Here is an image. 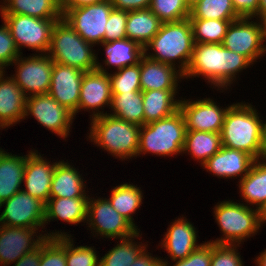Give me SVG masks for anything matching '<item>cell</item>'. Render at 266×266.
<instances>
[{
	"label": "cell",
	"mask_w": 266,
	"mask_h": 266,
	"mask_svg": "<svg viewBox=\"0 0 266 266\" xmlns=\"http://www.w3.org/2000/svg\"><path fill=\"white\" fill-rule=\"evenodd\" d=\"M253 64L243 55L226 49L222 43H195L184 79L203 77L211 88L229 91L238 74ZM229 87V88H228ZM223 89V90H222ZM222 90V91H221Z\"/></svg>",
	"instance_id": "1"
},
{
	"label": "cell",
	"mask_w": 266,
	"mask_h": 266,
	"mask_svg": "<svg viewBox=\"0 0 266 266\" xmlns=\"http://www.w3.org/2000/svg\"><path fill=\"white\" fill-rule=\"evenodd\" d=\"M251 103H233L227 110L221 130L223 147L244 151L255 160L266 158L262 142V120Z\"/></svg>",
	"instance_id": "2"
},
{
	"label": "cell",
	"mask_w": 266,
	"mask_h": 266,
	"mask_svg": "<svg viewBox=\"0 0 266 266\" xmlns=\"http://www.w3.org/2000/svg\"><path fill=\"white\" fill-rule=\"evenodd\" d=\"M194 44L189 18L177 22H164L158 33L144 47V55L161 63L178 67V70L184 74L191 59Z\"/></svg>",
	"instance_id": "3"
},
{
	"label": "cell",
	"mask_w": 266,
	"mask_h": 266,
	"mask_svg": "<svg viewBox=\"0 0 266 266\" xmlns=\"http://www.w3.org/2000/svg\"><path fill=\"white\" fill-rule=\"evenodd\" d=\"M90 122L87 139L96 144V147L122 159V162L137 157L141 126L109 114L94 117Z\"/></svg>",
	"instance_id": "4"
},
{
	"label": "cell",
	"mask_w": 266,
	"mask_h": 266,
	"mask_svg": "<svg viewBox=\"0 0 266 266\" xmlns=\"http://www.w3.org/2000/svg\"><path fill=\"white\" fill-rule=\"evenodd\" d=\"M185 135L186 123L180 109L169 117L144 124L140 127L137 157L150 153L162 157L182 154Z\"/></svg>",
	"instance_id": "5"
},
{
	"label": "cell",
	"mask_w": 266,
	"mask_h": 266,
	"mask_svg": "<svg viewBox=\"0 0 266 266\" xmlns=\"http://www.w3.org/2000/svg\"><path fill=\"white\" fill-rule=\"evenodd\" d=\"M215 222L222 236L208 242L240 245L254 237L262 228L259 210L233 200L218 202L213 208ZM247 238V239H246Z\"/></svg>",
	"instance_id": "6"
},
{
	"label": "cell",
	"mask_w": 266,
	"mask_h": 266,
	"mask_svg": "<svg viewBox=\"0 0 266 266\" xmlns=\"http://www.w3.org/2000/svg\"><path fill=\"white\" fill-rule=\"evenodd\" d=\"M93 47L61 18L53 26L47 54L54 62L91 72L97 70Z\"/></svg>",
	"instance_id": "7"
},
{
	"label": "cell",
	"mask_w": 266,
	"mask_h": 266,
	"mask_svg": "<svg viewBox=\"0 0 266 266\" xmlns=\"http://www.w3.org/2000/svg\"><path fill=\"white\" fill-rule=\"evenodd\" d=\"M10 29L16 47L23 54L22 48L46 54L50 46L51 32L60 19H40L27 15L0 14Z\"/></svg>",
	"instance_id": "8"
},
{
	"label": "cell",
	"mask_w": 266,
	"mask_h": 266,
	"mask_svg": "<svg viewBox=\"0 0 266 266\" xmlns=\"http://www.w3.org/2000/svg\"><path fill=\"white\" fill-rule=\"evenodd\" d=\"M92 236L109 239L128 238L138 230L110 204L107 198L89 196L87 222Z\"/></svg>",
	"instance_id": "9"
},
{
	"label": "cell",
	"mask_w": 266,
	"mask_h": 266,
	"mask_svg": "<svg viewBox=\"0 0 266 266\" xmlns=\"http://www.w3.org/2000/svg\"><path fill=\"white\" fill-rule=\"evenodd\" d=\"M111 0L77 8H62L63 19L93 46L104 42L105 26L113 9Z\"/></svg>",
	"instance_id": "10"
},
{
	"label": "cell",
	"mask_w": 266,
	"mask_h": 266,
	"mask_svg": "<svg viewBox=\"0 0 266 266\" xmlns=\"http://www.w3.org/2000/svg\"><path fill=\"white\" fill-rule=\"evenodd\" d=\"M38 230L0 225V265L9 266L17 262L26 253L38 248L46 238L72 236L64 230L56 232V229L55 232H41L39 235Z\"/></svg>",
	"instance_id": "11"
},
{
	"label": "cell",
	"mask_w": 266,
	"mask_h": 266,
	"mask_svg": "<svg viewBox=\"0 0 266 266\" xmlns=\"http://www.w3.org/2000/svg\"><path fill=\"white\" fill-rule=\"evenodd\" d=\"M54 61L46 54H22L11 64L15 74L10 75L26 97L48 94Z\"/></svg>",
	"instance_id": "12"
},
{
	"label": "cell",
	"mask_w": 266,
	"mask_h": 266,
	"mask_svg": "<svg viewBox=\"0 0 266 266\" xmlns=\"http://www.w3.org/2000/svg\"><path fill=\"white\" fill-rule=\"evenodd\" d=\"M251 20V21H250ZM253 20V21H252ZM222 45L245 56L252 64L263 57L264 30L260 19L239 18L227 28Z\"/></svg>",
	"instance_id": "13"
},
{
	"label": "cell",
	"mask_w": 266,
	"mask_h": 266,
	"mask_svg": "<svg viewBox=\"0 0 266 266\" xmlns=\"http://www.w3.org/2000/svg\"><path fill=\"white\" fill-rule=\"evenodd\" d=\"M34 117L45 129L66 141L74 121V114L61 106L49 94L33 95L26 98L24 120Z\"/></svg>",
	"instance_id": "14"
},
{
	"label": "cell",
	"mask_w": 266,
	"mask_h": 266,
	"mask_svg": "<svg viewBox=\"0 0 266 266\" xmlns=\"http://www.w3.org/2000/svg\"><path fill=\"white\" fill-rule=\"evenodd\" d=\"M5 205V206H4ZM0 225L44 230L46 204L23 190L0 204ZM44 227V228H43Z\"/></svg>",
	"instance_id": "15"
},
{
	"label": "cell",
	"mask_w": 266,
	"mask_h": 266,
	"mask_svg": "<svg viewBox=\"0 0 266 266\" xmlns=\"http://www.w3.org/2000/svg\"><path fill=\"white\" fill-rule=\"evenodd\" d=\"M179 98L186 130L221 133L225 114L231 105L222 108L210 97L197 100Z\"/></svg>",
	"instance_id": "16"
},
{
	"label": "cell",
	"mask_w": 266,
	"mask_h": 266,
	"mask_svg": "<svg viewBox=\"0 0 266 266\" xmlns=\"http://www.w3.org/2000/svg\"><path fill=\"white\" fill-rule=\"evenodd\" d=\"M112 92L109 73H102L98 70L85 72L80 89L78 112L91 111L90 119L108 114L104 113L105 107H111ZM104 107V108H103ZM93 112V113H92Z\"/></svg>",
	"instance_id": "17"
},
{
	"label": "cell",
	"mask_w": 266,
	"mask_h": 266,
	"mask_svg": "<svg viewBox=\"0 0 266 266\" xmlns=\"http://www.w3.org/2000/svg\"><path fill=\"white\" fill-rule=\"evenodd\" d=\"M83 71L54 62L48 94L76 117Z\"/></svg>",
	"instance_id": "18"
},
{
	"label": "cell",
	"mask_w": 266,
	"mask_h": 266,
	"mask_svg": "<svg viewBox=\"0 0 266 266\" xmlns=\"http://www.w3.org/2000/svg\"><path fill=\"white\" fill-rule=\"evenodd\" d=\"M28 152L23 178L25 188L22 190L46 204L50 199L54 169L59 161L51 163L37 150L32 149Z\"/></svg>",
	"instance_id": "19"
},
{
	"label": "cell",
	"mask_w": 266,
	"mask_h": 266,
	"mask_svg": "<svg viewBox=\"0 0 266 266\" xmlns=\"http://www.w3.org/2000/svg\"><path fill=\"white\" fill-rule=\"evenodd\" d=\"M163 235L160 248L166 250L170 260H183L196 250L202 243H197L198 231L186 217L180 216L168 225Z\"/></svg>",
	"instance_id": "20"
},
{
	"label": "cell",
	"mask_w": 266,
	"mask_h": 266,
	"mask_svg": "<svg viewBox=\"0 0 266 266\" xmlns=\"http://www.w3.org/2000/svg\"><path fill=\"white\" fill-rule=\"evenodd\" d=\"M255 159L248 153L228 147H221L201 166L218 178H238L241 180L248 174Z\"/></svg>",
	"instance_id": "21"
},
{
	"label": "cell",
	"mask_w": 266,
	"mask_h": 266,
	"mask_svg": "<svg viewBox=\"0 0 266 266\" xmlns=\"http://www.w3.org/2000/svg\"><path fill=\"white\" fill-rule=\"evenodd\" d=\"M177 69L143 55L140 60L141 91L179 89L178 83L184 78L183 73Z\"/></svg>",
	"instance_id": "22"
},
{
	"label": "cell",
	"mask_w": 266,
	"mask_h": 266,
	"mask_svg": "<svg viewBox=\"0 0 266 266\" xmlns=\"http://www.w3.org/2000/svg\"><path fill=\"white\" fill-rule=\"evenodd\" d=\"M26 96L11 76L0 77V129L24 120Z\"/></svg>",
	"instance_id": "23"
},
{
	"label": "cell",
	"mask_w": 266,
	"mask_h": 266,
	"mask_svg": "<svg viewBox=\"0 0 266 266\" xmlns=\"http://www.w3.org/2000/svg\"><path fill=\"white\" fill-rule=\"evenodd\" d=\"M99 46L104 48L106 54L103 60L105 66L99 62L98 54H96L97 70L102 73H109L107 69H111L112 66L119 70L126 66L136 65L144 55V48L128 38L103 42Z\"/></svg>",
	"instance_id": "24"
},
{
	"label": "cell",
	"mask_w": 266,
	"mask_h": 266,
	"mask_svg": "<svg viewBox=\"0 0 266 266\" xmlns=\"http://www.w3.org/2000/svg\"><path fill=\"white\" fill-rule=\"evenodd\" d=\"M56 164L50 190V198L89 197L84 177L68 160ZM82 176V177H81ZM85 187V188H84ZM87 192V193H86Z\"/></svg>",
	"instance_id": "25"
},
{
	"label": "cell",
	"mask_w": 266,
	"mask_h": 266,
	"mask_svg": "<svg viewBox=\"0 0 266 266\" xmlns=\"http://www.w3.org/2000/svg\"><path fill=\"white\" fill-rule=\"evenodd\" d=\"M26 156L0 150V204L22 190Z\"/></svg>",
	"instance_id": "26"
},
{
	"label": "cell",
	"mask_w": 266,
	"mask_h": 266,
	"mask_svg": "<svg viewBox=\"0 0 266 266\" xmlns=\"http://www.w3.org/2000/svg\"><path fill=\"white\" fill-rule=\"evenodd\" d=\"M89 197L50 198L45 206V224L61 220L78 225L87 222Z\"/></svg>",
	"instance_id": "27"
},
{
	"label": "cell",
	"mask_w": 266,
	"mask_h": 266,
	"mask_svg": "<svg viewBox=\"0 0 266 266\" xmlns=\"http://www.w3.org/2000/svg\"><path fill=\"white\" fill-rule=\"evenodd\" d=\"M238 183L243 204L259 210L266 202V158L255 160Z\"/></svg>",
	"instance_id": "28"
},
{
	"label": "cell",
	"mask_w": 266,
	"mask_h": 266,
	"mask_svg": "<svg viewBox=\"0 0 266 266\" xmlns=\"http://www.w3.org/2000/svg\"><path fill=\"white\" fill-rule=\"evenodd\" d=\"M0 14L27 15L40 19L63 18L59 0H3Z\"/></svg>",
	"instance_id": "29"
},
{
	"label": "cell",
	"mask_w": 266,
	"mask_h": 266,
	"mask_svg": "<svg viewBox=\"0 0 266 266\" xmlns=\"http://www.w3.org/2000/svg\"><path fill=\"white\" fill-rule=\"evenodd\" d=\"M178 89L143 91L144 124L166 118L179 110Z\"/></svg>",
	"instance_id": "30"
},
{
	"label": "cell",
	"mask_w": 266,
	"mask_h": 266,
	"mask_svg": "<svg viewBox=\"0 0 266 266\" xmlns=\"http://www.w3.org/2000/svg\"><path fill=\"white\" fill-rule=\"evenodd\" d=\"M162 23L149 8L130 11L126 22L127 38L144 48L158 33Z\"/></svg>",
	"instance_id": "31"
},
{
	"label": "cell",
	"mask_w": 266,
	"mask_h": 266,
	"mask_svg": "<svg viewBox=\"0 0 266 266\" xmlns=\"http://www.w3.org/2000/svg\"><path fill=\"white\" fill-rule=\"evenodd\" d=\"M221 147L220 133L186 130L182 154L192 155L191 157L202 165Z\"/></svg>",
	"instance_id": "32"
},
{
	"label": "cell",
	"mask_w": 266,
	"mask_h": 266,
	"mask_svg": "<svg viewBox=\"0 0 266 266\" xmlns=\"http://www.w3.org/2000/svg\"><path fill=\"white\" fill-rule=\"evenodd\" d=\"M143 190L135 184L123 183L111 189V196L108 199L112 207L126 218L138 231L134 222L133 214L142 206Z\"/></svg>",
	"instance_id": "33"
},
{
	"label": "cell",
	"mask_w": 266,
	"mask_h": 266,
	"mask_svg": "<svg viewBox=\"0 0 266 266\" xmlns=\"http://www.w3.org/2000/svg\"><path fill=\"white\" fill-rule=\"evenodd\" d=\"M109 115L137 124L144 125L143 91L112 93ZM112 112V113H111Z\"/></svg>",
	"instance_id": "34"
},
{
	"label": "cell",
	"mask_w": 266,
	"mask_h": 266,
	"mask_svg": "<svg viewBox=\"0 0 266 266\" xmlns=\"http://www.w3.org/2000/svg\"><path fill=\"white\" fill-rule=\"evenodd\" d=\"M140 232L128 238L119 239V243L100 258L99 266H131L137 256L148 247V244L140 242V238L142 239ZM135 239H139V243Z\"/></svg>",
	"instance_id": "35"
},
{
	"label": "cell",
	"mask_w": 266,
	"mask_h": 266,
	"mask_svg": "<svg viewBox=\"0 0 266 266\" xmlns=\"http://www.w3.org/2000/svg\"><path fill=\"white\" fill-rule=\"evenodd\" d=\"M232 0H200L190 9L189 19L237 20Z\"/></svg>",
	"instance_id": "36"
},
{
	"label": "cell",
	"mask_w": 266,
	"mask_h": 266,
	"mask_svg": "<svg viewBox=\"0 0 266 266\" xmlns=\"http://www.w3.org/2000/svg\"><path fill=\"white\" fill-rule=\"evenodd\" d=\"M194 43H222L228 26L235 20L189 19Z\"/></svg>",
	"instance_id": "37"
},
{
	"label": "cell",
	"mask_w": 266,
	"mask_h": 266,
	"mask_svg": "<svg viewBox=\"0 0 266 266\" xmlns=\"http://www.w3.org/2000/svg\"><path fill=\"white\" fill-rule=\"evenodd\" d=\"M112 93L141 91L140 62L109 73Z\"/></svg>",
	"instance_id": "38"
},
{
	"label": "cell",
	"mask_w": 266,
	"mask_h": 266,
	"mask_svg": "<svg viewBox=\"0 0 266 266\" xmlns=\"http://www.w3.org/2000/svg\"><path fill=\"white\" fill-rule=\"evenodd\" d=\"M149 9L164 23L189 18L191 8L185 0H152Z\"/></svg>",
	"instance_id": "39"
},
{
	"label": "cell",
	"mask_w": 266,
	"mask_h": 266,
	"mask_svg": "<svg viewBox=\"0 0 266 266\" xmlns=\"http://www.w3.org/2000/svg\"><path fill=\"white\" fill-rule=\"evenodd\" d=\"M73 236H66V266H99L100 257L94 246H75Z\"/></svg>",
	"instance_id": "40"
},
{
	"label": "cell",
	"mask_w": 266,
	"mask_h": 266,
	"mask_svg": "<svg viewBox=\"0 0 266 266\" xmlns=\"http://www.w3.org/2000/svg\"><path fill=\"white\" fill-rule=\"evenodd\" d=\"M39 266H66V236L46 238L41 243Z\"/></svg>",
	"instance_id": "41"
},
{
	"label": "cell",
	"mask_w": 266,
	"mask_h": 266,
	"mask_svg": "<svg viewBox=\"0 0 266 266\" xmlns=\"http://www.w3.org/2000/svg\"><path fill=\"white\" fill-rule=\"evenodd\" d=\"M238 247L241 246L212 243L211 266H244Z\"/></svg>",
	"instance_id": "42"
},
{
	"label": "cell",
	"mask_w": 266,
	"mask_h": 266,
	"mask_svg": "<svg viewBox=\"0 0 266 266\" xmlns=\"http://www.w3.org/2000/svg\"><path fill=\"white\" fill-rule=\"evenodd\" d=\"M2 21L3 23L0 25V65L6 69V67H9L21 55V53L16 47L9 27L4 20Z\"/></svg>",
	"instance_id": "43"
},
{
	"label": "cell",
	"mask_w": 266,
	"mask_h": 266,
	"mask_svg": "<svg viewBox=\"0 0 266 266\" xmlns=\"http://www.w3.org/2000/svg\"><path fill=\"white\" fill-rule=\"evenodd\" d=\"M128 12L118 9H112L105 26L104 42H110L127 38L126 22Z\"/></svg>",
	"instance_id": "44"
},
{
	"label": "cell",
	"mask_w": 266,
	"mask_h": 266,
	"mask_svg": "<svg viewBox=\"0 0 266 266\" xmlns=\"http://www.w3.org/2000/svg\"><path fill=\"white\" fill-rule=\"evenodd\" d=\"M167 259H161L162 266L170 265ZM211 259L212 243L205 241L185 259L174 261L173 266H211Z\"/></svg>",
	"instance_id": "45"
},
{
	"label": "cell",
	"mask_w": 266,
	"mask_h": 266,
	"mask_svg": "<svg viewBox=\"0 0 266 266\" xmlns=\"http://www.w3.org/2000/svg\"><path fill=\"white\" fill-rule=\"evenodd\" d=\"M232 4L240 18H258L259 0H232Z\"/></svg>",
	"instance_id": "46"
},
{
	"label": "cell",
	"mask_w": 266,
	"mask_h": 266,
	"mask_svg": "<svg viewBox=\"0 0 266 266\" xmlns=\"http://www.w3.org/2000/svg\"><path fill=\"white\" fill-rule=\"evenodd\" d=\"M114 9L122 11H133L148 9L152 0H111Z\"/></svg>",
	"instance_id": "47"
},
{
	"label": "cell",
	"mask_w": 266,
	"mask_h": 266,
	"mask_svg": "<svg viewBox=\"0 0 266 266\" xmlns=\"http://www.w3.org/2000/svg\"><path fill=\"white\" fill-rule=\"evenodd\" d=\"M147 248L137 256L131 266H162L161 257L152 255Z\"/></svg>",
	"instance_id": "48"
},
{
	"label": "cell",
	"mask_w": 266,
	"mask_h": 266,
	"mask_svg": "<svg viewBox=\"0 0 266 266\" xmlns=\"http://www.w3.org/2000/svg\"><path fill=\"white\" fill-rule=\"evenodd\" d=\"M41 259V245L34 251L26 253L13 266H39Z\"/></svg>",
	"instance_id": "49"
},
{
	"label": "cell",
	"mask_w": 266,
	"mask_h": 266,
	"mask_svg": "<svg viewBox=\"0 0 266 266\" xmlns=\"http://www.w3.org/2000/svg\"><path fill=\"white\" fill-rule=\"evenodd\" d=\"M105 0H68L62 8H77L103 2Z\"/></svg>",
	"instance_id": "50"
},
{
	"label": "cell",
	"mask_w": 266,
	"mask_h": 266,
	"mask_svg": "<svg viewBox=\"0 0 266 266\" xmlns=\"http://www.w3.org/2000/svg\"><path fill=\"white\" fill-rule=\"evenodd\" d=\"M254 259L256 266H266V249Z\"/></svg>",
	"instance_id": "51"
},
{
	"label": "cell",
	"mask_w": 266,
	"mask_h": 266,
	"mask_svg": "<svg viewBox=\"0 0 266 266\" xmlns=\"http://www.w3.org/2000/svg\"><path fill=\"white\" fill-rule=\"evenodd\" d=\"M266 15V0H259L258 19H262Z\"/></svg>",
	"instance_id": "52"
},
{
	"label": "cell",
	"mask_w": 266,
	"mask_h": 266,
	"mask_svg": "<svg viewBox=\"0 0 266 266\" xmlns=\"http://www.w3.org/2000/svg\"><path fill=\"white\" fill-rule=\"evenodd\" d=\"M259 217L261 220V223L263 225H266V202L262 205V207L259 209Z\"/></svg>",
	"instance_id": "53"
},
{
	"label": "cell",
	"mask_w": 266,
	"mask_h": 266,
	"mask_svg": "<svg viewBox=\"0 0 266 266\" xmlns=\"http://www.w3.org/2000/svg\"><path fill=\"white\" fill-rule=\"evenodd\" d=\"M262 142H263V148L266 155V121L262 120Z\"/></svg>",
	"instance_id": "54"
},
{
	"label": "cell",
	"mask_w": 266,
	"mask_h": 266,
	"mask_svg": "<svg viewBox=\"0 0 266 266\" xmlns=\"http://www.w3.org/2000/svg\"><path fill=\"white\" fill-rule=\"evenodd\" d=\"M186 4L191 8L200 0H185Z\"/></svg>",
	"instance_id": "55"
},
{
	"label": "cell",
	"mask_w": 266,
	"mask_h": 266,
	"mask_svg": "<svg viewBox=\"0 0 266 266\" xmlns=\"http://www.w3.org/2000/svg\"><path fill=\"white\" fill-rule=\"evenodd\" d=\"M263 23L264 36H266V15L261 19Z\"/></svg>",
	"instance_id": "56"
},
{
	"label": "cell",
	"mask_w": 266,
	"mask_h": 266,
	"mask_svg": "<svg viewBox=\"0 0 266 266\" xmlns=\"http://www.w3.org/2000/svg\"><path fill=\"white\" fill-rule=\"evenodd\" d=\"M266 43V36H264V44ZM266 55V44L263 45V56Z\"/></svg>",
	"instance_id": "57"
},
{
	"label": "cell",
	"mask_w": 266,
	"mask_h": 266,
	"mask_svg": "<svg viewBox=\"0 0 266 266\" xmlns=\"http://www.w3.org/2000/svg\"><path fill=\"white\" fill-rule=\"evenodd\" d=\"M4 72L7 71H5V69L0 65V77L3 75Z\"/></svg>",
	"instance_id": "58"
},
{
	"label": "cell",
	"mask_w": 266,
	"mask_h": 266,
	"mask_svg": "<svg viewBox=\"0 0 266 266\" xmlns=\"http://www.w3.org/2000/svg\"><path fill=\"white\" fill-rule=\"evenodd\" d=\"M61 5L63 6L68 0H59Z\"/></svg>",
	"instance_id": "59"
}]
</instances>
